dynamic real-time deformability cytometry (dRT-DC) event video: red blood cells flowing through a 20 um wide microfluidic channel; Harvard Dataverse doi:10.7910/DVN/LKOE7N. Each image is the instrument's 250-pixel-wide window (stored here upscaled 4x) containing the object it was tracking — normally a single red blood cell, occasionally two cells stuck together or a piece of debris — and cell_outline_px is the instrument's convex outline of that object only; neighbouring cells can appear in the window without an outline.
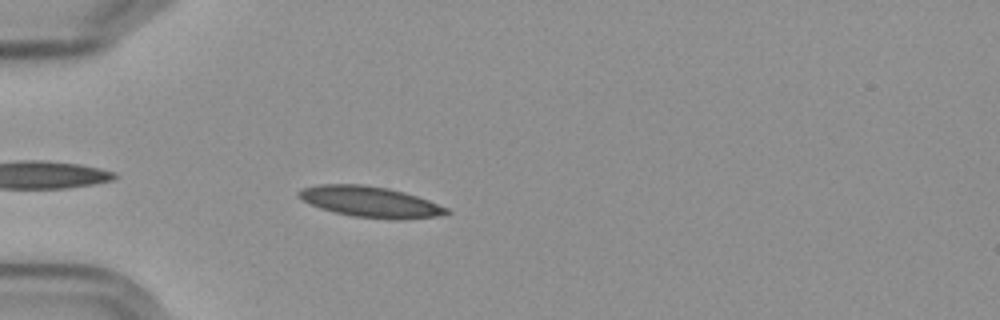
{"species": "Egyptian fruit bat (a non-hibernating species)", "species_latin": "Rousettus aegyptiacus", "temperature_condition": "cold", "stored_images_in_passage": 44, "camera_frame_rate_fps": 3000, "um_per_image_px": 0.085, "frame": {"image": 1, "passage_image": 4, "time_ms": 1.0, "image_size_px": [1000, 320], "cell_outline_px": [[452, 212], [436, 216], [404, 220], [392, 220], [352, 216], [320, 208], [300, 200], [296, 196], [296, 192], [300, 188], [320, 184], [360, 184], [388, 188], [404, 192], [428, 200], [448, 208]], "centroid_in_image_um": [31.43, 17.16], "position_along_channel_um": 53.6, "area_um2": 26.76}}
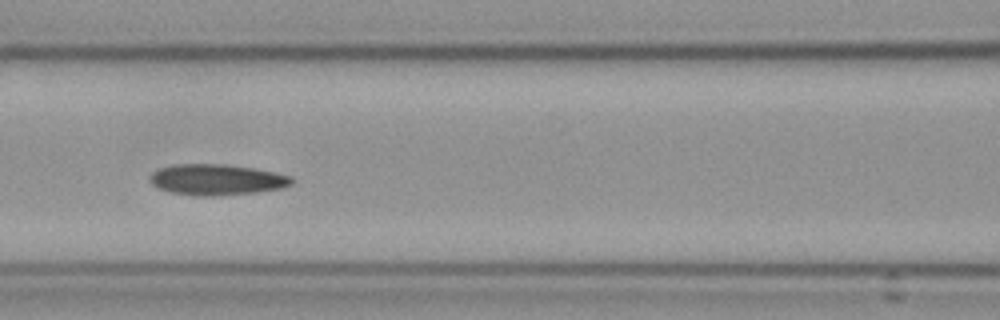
{"frame": {"image": 2, "passage_image": 13, "time_ms": 4.0, "image_size_px": [1000, 320], "cell_outline_px": [[292, 184], [280, 188], [256, 192], [216, 196], [192, 196], [168, 192], [156, 188], [148, 180], [152, 172], [160, 168], [172, 164], [224, 164], [252, 168], [292, 176]], "centroid_in_image_um": [18.34, 15.28], "position_along_channel_um": 148.3, "area_um2": 25.66}}
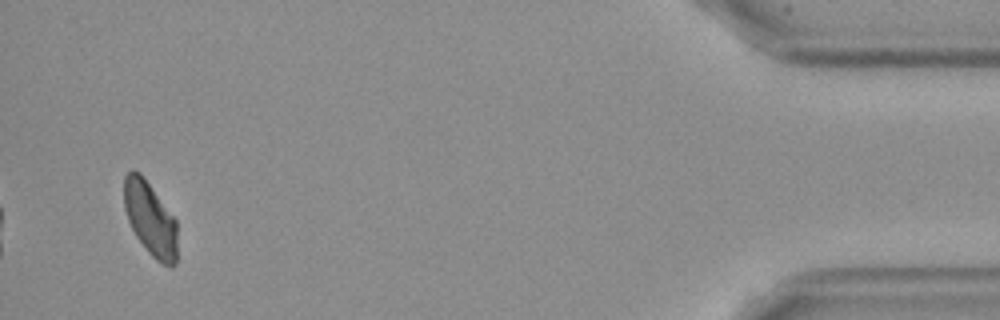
{"frame": {"image": 3, "passage_image": 42, "time_ms": 13.667, "image_size_px": [1000, 320], "cell_outline_px": [[176, 264], [172, 268], [160, 264], [148, 252], [136, 236], [128, 220], [124, 208], [124, 176], [132, 168], [140, 172], [176, 220]], "centroid_in_image_um": [12.76, 18.61], "position_along_channel_um": 422.4, "area_um2": 22.89}, "authors_computed_cell_mechanics": {"area_um2": 24.9696, "velocity_mm_per_s": 3.5767, "shape_relaxation_time_tau1_ms": 5.6115, "shape_relaxation_time_tau2_ms": 4.6335, "deformation_change_tau1": 0.1344, "deformation_change_tau2": 0.0801}}